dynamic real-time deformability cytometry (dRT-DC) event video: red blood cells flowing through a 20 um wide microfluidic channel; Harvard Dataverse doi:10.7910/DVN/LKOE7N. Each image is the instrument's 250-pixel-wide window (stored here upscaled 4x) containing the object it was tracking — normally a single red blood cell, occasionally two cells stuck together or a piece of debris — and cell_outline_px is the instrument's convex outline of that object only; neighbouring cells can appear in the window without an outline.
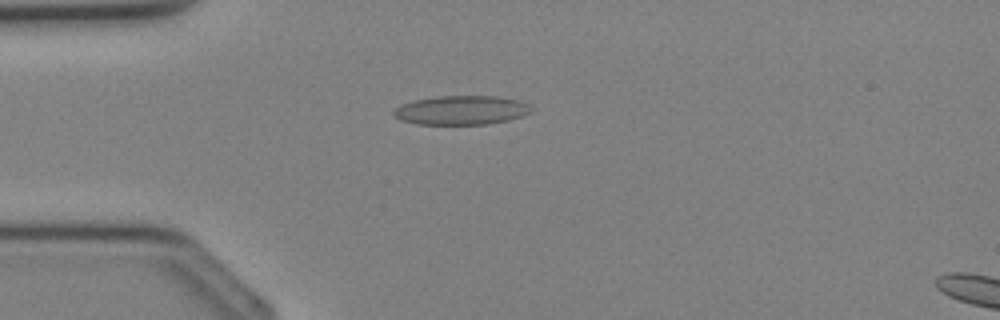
{"species": "Egyptian fruit bat (a non-hibernating species)", "species_latin": "Rousettus aegyptiacus", "temperature_condition": "cold", "stored_images_in_passage": 28, "camera_frame_rate_fps": 3000, "um_per_image_px": 0.085, "animal": {"sex": "female"}, "frame": {"image": 1, "passage_image": 2, "time_ms": 0.333, "image_size_px": [1000, 320], "cell_outline_px": [[532, 112], [524, 116], [508, 120], [488, 124], [416, 124], [400, 120], [392, 116], [392, 112], [400, 104], [412, 100], [440, 96], [496, 96], [520, 100], [532, 104]], "centroid_in_image_um": [39.23, 9.36], "position_along_channel_um": 45.8, "area_um2": 23.7}}
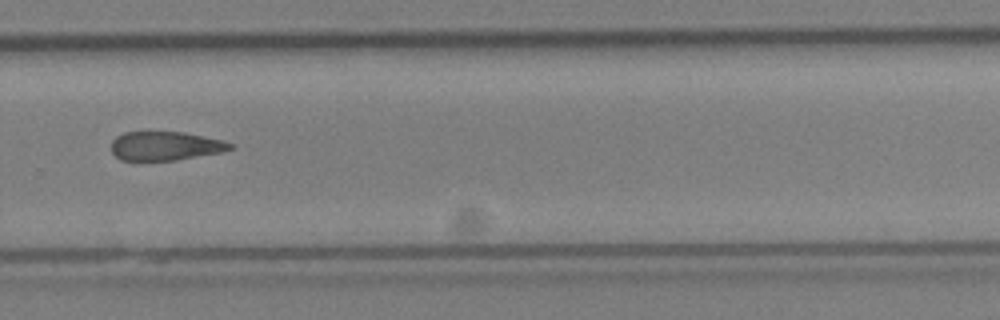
{"frame": {"image": 2, "passage_image": 17, "time_ms": 5.333, "image_size_px": [1000, 320], "cell_outline_px": [[236, 144], [232, 148], [220, 152], [176, 160], [120, 160], [112, 152], [112, 140], [116, 136], [124, 132], [184, 132], [220, 140]], "centroid_in_image_um": [14.03, 12.4], "position_along_channel_um": 315.8, "area_um2": 19.83}}
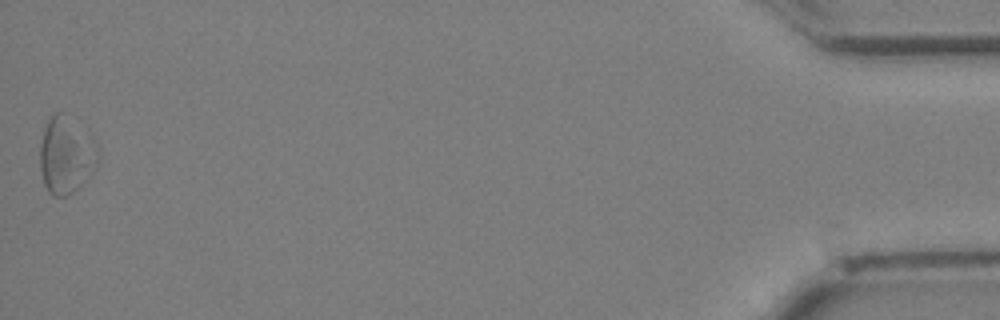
{"frame": {"image": 3, "passage_image": 28, "time_ms": 9.0, "image_size_px": [1000, 320], "cell_outline_px": [[100, 160], [96, 168], [68, 196], [52, 196], [48, 192], [44, 184], [40, 168], [40, 148], [44, 132], [48, 120], [56, 112], [60, 112], [100, 156]], "centroid_in_image_um": [5.53, 13.35], "position_along_channel_um": 429.7, "area_um2": 23.99}}